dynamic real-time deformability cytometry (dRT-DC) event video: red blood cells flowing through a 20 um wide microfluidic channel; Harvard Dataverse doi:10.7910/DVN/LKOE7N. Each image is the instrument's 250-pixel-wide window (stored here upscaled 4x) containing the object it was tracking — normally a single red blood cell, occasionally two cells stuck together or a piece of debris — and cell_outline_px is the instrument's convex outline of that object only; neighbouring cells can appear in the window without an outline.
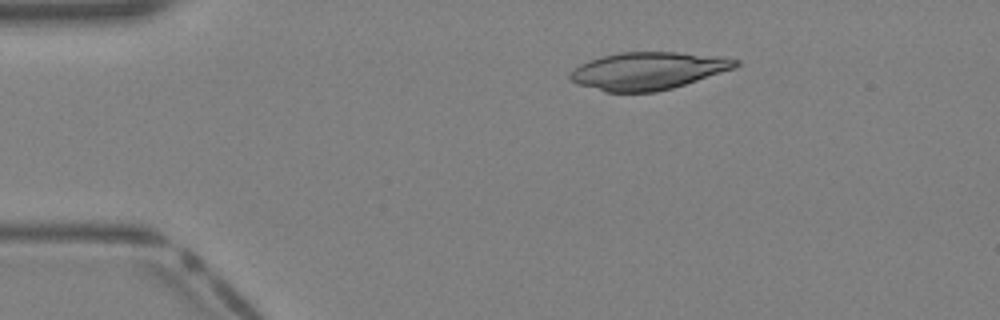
{"species": "Egyptian fruit bat (a non-hibernating species)", "species_latin": "Rousettus aegyptiacus", "temperature_condition": "warm", "stored_images_in_passage": 39, "camera_frame_rate_fps": 3000, "um_per_image_px": 0.085, "animal": {"sex": "female"}, "frame": {"image": 1, "passage_image": 7, "time_ms": 2.0, "image_size_px": [1000, 320], "cell_outline_px": [[740, 64], [736, 68], [672, 88], [656, 92], [604, 92], [576, 84], [568, 76], [568, 72], [572, 68], [588, 60], [600, 56], [620, 52], [676, 52], [724, 56], [740, 60]], "centroid_in_image_um": [55.07, 6.01], "position_along_channel_um": 29.9, "area_um2": 36.65}}